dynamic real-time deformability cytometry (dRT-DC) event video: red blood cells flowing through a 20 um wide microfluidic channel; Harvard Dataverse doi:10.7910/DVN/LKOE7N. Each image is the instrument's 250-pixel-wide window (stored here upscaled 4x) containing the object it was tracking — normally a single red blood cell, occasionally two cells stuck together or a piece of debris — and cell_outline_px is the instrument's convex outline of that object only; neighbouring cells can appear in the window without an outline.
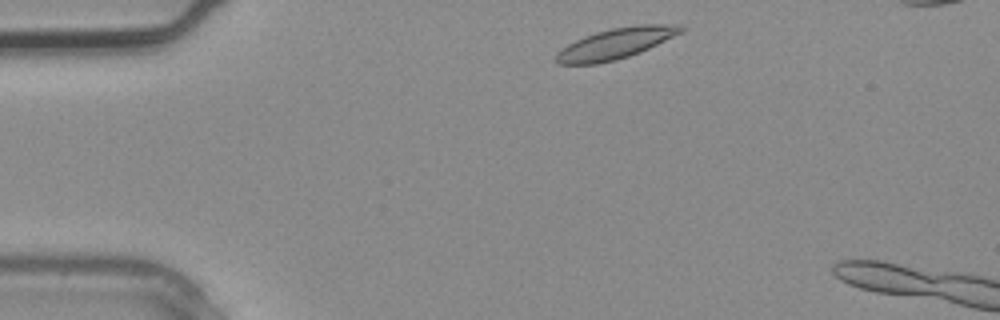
{"species": "common noctule bat (a hibernating species)", "species_latin": "Nyctalus noctula", "temperature_condition": "warm", "stored_images_in_passage": 2, "camera_frame_rate_fps": 3000, "um_per_image_px": 0.085, "animal": {"sex": "male", "body_mass_g": 20.4}, "frame": {"image": 1, "passage_image": 1, "time_ms": 0.0, "image_size_px": [1000, 320], "cell_outline_px": [[688, 28], [684, 32], [640, 52], [616, 60], [596, 64], [556, 64], [552, 60], [556, 52], [568, 44], [576, 40], [596, 32], [612, 28], [640, 24], [680, 24]], "centroid_in_image_um": [52.35, 3.69], "position_along_channel_um": 32.6, "area_um2": 22.6}}